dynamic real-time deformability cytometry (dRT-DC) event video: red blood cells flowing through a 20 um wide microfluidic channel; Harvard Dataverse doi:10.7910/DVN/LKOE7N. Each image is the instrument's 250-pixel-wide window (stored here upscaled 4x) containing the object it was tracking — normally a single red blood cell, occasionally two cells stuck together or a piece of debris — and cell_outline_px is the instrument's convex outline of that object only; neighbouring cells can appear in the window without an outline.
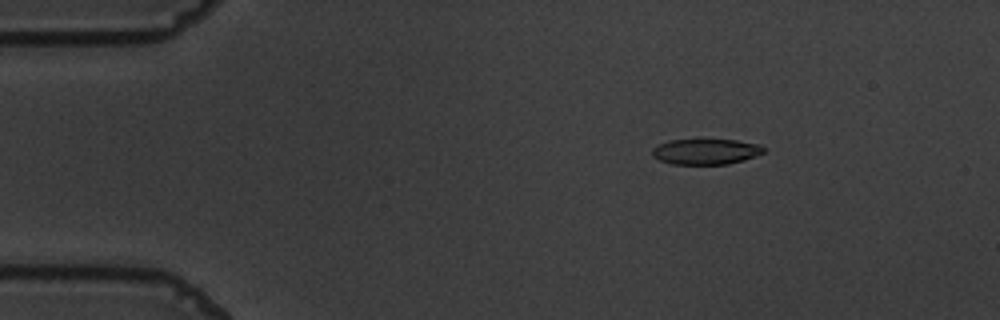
{"species": "common noctule bat (a hibernating species)", "species_latin": "Nyctalus noctula", "temperature_condition": "warm", "stored_images_in_passage": 56, "camera_frame_rate_fps": 3000, "um_per_image_px": 0.085, "animal": {"sex": "male", "body_mass_g": 19.5, "forearm_length_mm": 54.6}, "frame": {"image": 1, "passage_image": 9, "time_ms": 2.667, "image_size_px": [1000, 320], "cell_outline_px": [[764, 152], [756, 156], [744, 160], [728, 164], [672, 164], [660, 160], [652, 156], [652, 148], [660, 144], [672, 140], [736, 140], [760, 144], [764, 148]], "centroid_in_image_um": [60.01, 12.89], "position_along_channel_um": 25.0, "area_um2": 16.53}}
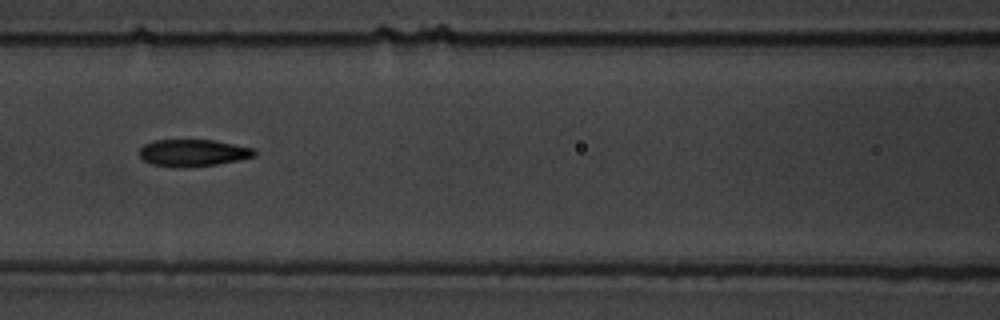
{"frame": {"image": 2, "passage_image": 25, "time_ms": 8.0, "image_size_px": [1000, 320], "cell_outline_px": [[256, 156], [216, 164], [184, 168], [172, 168], [152, 164], [144, 160], [140, 156], [140, 148], [144, 144], [152, 140], [212, 140], [252, 148], [256, 152]], "centroid_in_image_um": [16.35, 13.0], "position_along_channel_um": 150.2, "area_um2": 18.03}}
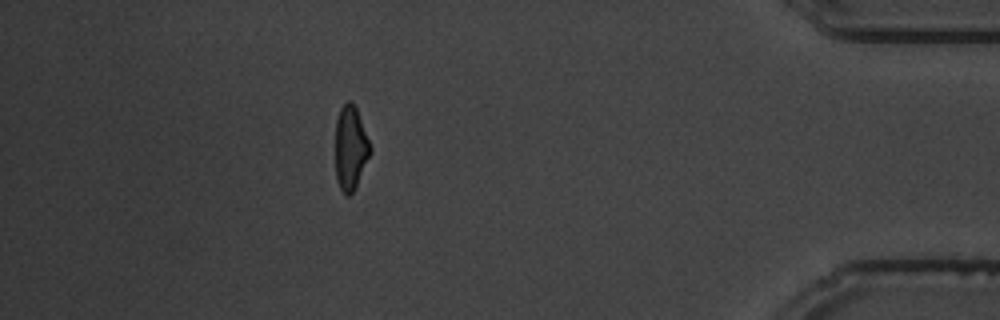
{"frame": {"image": 3, "passage_image": 50, "time_ms": 16.333, "image_size_px": [1000, 320], "cell_outline_px": [[372, 152], [352, 192], [348, 196], [344, 196], [336, 180], [336, 120], [340, 108], [348, 100], [352, 100], [356, 108], [372, 148]], "centroid_in_image_um": [29.79, 12.56], "position_along_channel_um": 405.4, "area_um2": 16.99}, "authors_computed_cell_mechanics": {"area_um2": 18.1203, "velocity_mm_per_s": 3.6286, "shape_relaxation_time_tau1_ms": 5.2819, "shape_relaxation_time_tau2_ms": 1.7493, "deformation_change_tau1": 0.1854, "deformation_change_tau2": 0.091}}